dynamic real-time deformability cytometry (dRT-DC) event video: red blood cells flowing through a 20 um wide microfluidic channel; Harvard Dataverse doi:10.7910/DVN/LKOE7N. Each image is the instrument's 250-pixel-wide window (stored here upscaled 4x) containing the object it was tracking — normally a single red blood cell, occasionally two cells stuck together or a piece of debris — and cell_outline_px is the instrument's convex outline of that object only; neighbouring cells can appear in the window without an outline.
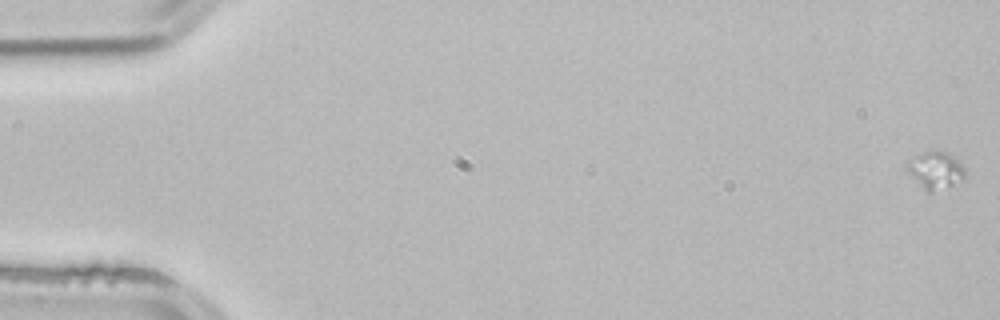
{"species": "common noctule bat (a hibernating species)", "species_latin": "Nyctalus noctula", "temperature_condition": "room temperature", "stored_images_in_passage": 18, "camera_frame_rate_fps": 3000, "um_per_image_px": 0.085, "animal": {"sex": "male", "body_mass_g": 21.5, "forearm_length_mm": 52.0}, "frame": {"image": 1, "passage_image": 1, "time_ms": 0.0, "image_size_px": [1000, 320], "cell_outline_px": [[968, 172], [964, 176], [952, 184], [932, 192], [928, 192], [908, 172], [908, 160], [912, 156], [924, 152], [944, 152], [952, 156]], "centroid_in_image_um": [79.5, 14.46], "position_along_channel_um": 5.5, "area_um2": 11.91}}